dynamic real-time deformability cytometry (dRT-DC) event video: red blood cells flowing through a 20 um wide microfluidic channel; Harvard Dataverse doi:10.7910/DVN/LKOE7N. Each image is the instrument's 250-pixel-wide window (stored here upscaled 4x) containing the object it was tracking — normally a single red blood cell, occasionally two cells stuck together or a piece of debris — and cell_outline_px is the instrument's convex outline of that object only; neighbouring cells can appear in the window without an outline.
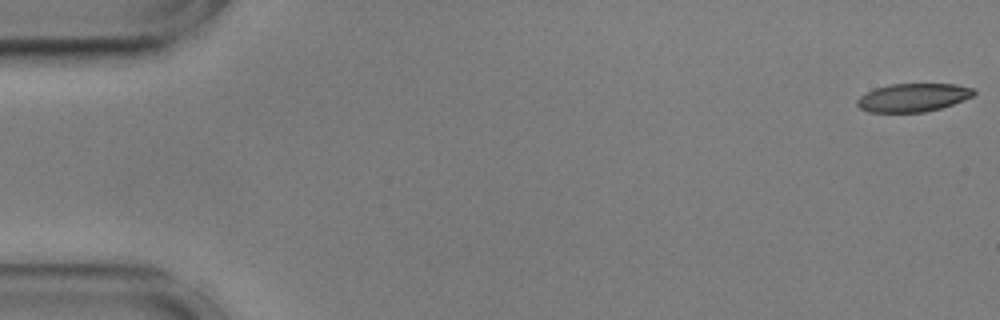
{"species": "common noctule bat (a hibernating species)", "species_latin": "Nyctalus noctula", "temperature_condition": "cold", "stored_images_in_passage": 53, "camera_frame_rate_fps": 3000, "um_per_image_px": 0.085, "animal": {"sex": "male", "body_mass_g": 17.9, "forearm_length_mm": 54.2}, "frame": {"image": 1, "passage_image": 1, "time_ms": 0.0, "image_size_px": [1000, 320], "cell_outline_px": [[976, 92], [972, 96], [964, 100], [940, 108], [924, 112], [868, 112], [860, 108], [856, 104], [856, 100], [860, 96], [876, 88], [888, 84], [956, 84], [972, 88]], "centroid_in_image_um": [77.59, 8.29], "position_along_channel_um": 7.4, "area_um2": 19.13}}
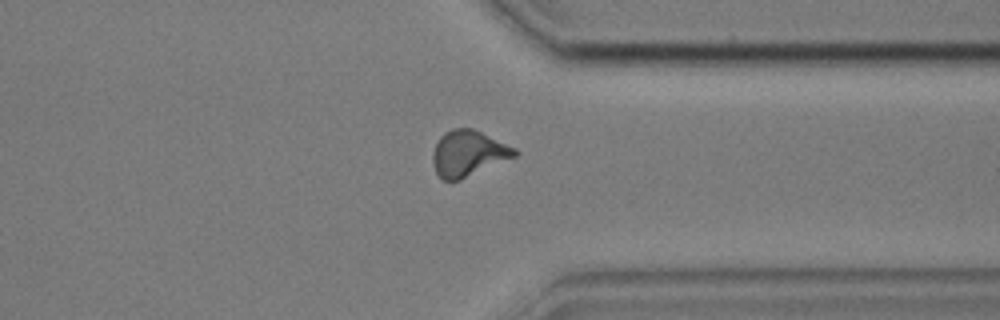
{"frame": {"image": 2, "passage_image": 43, "time_ms": 14.0, "image_size_px": [1000, 320], "cell_outline_px": [[520, 152], [516, 156], [460, 180], [444, 180], [436, 172], [432, 164], [432, 152], [440, 136], [444, 132], [452, 128], [472, 128], [516, 148]], "centroid_in_image_um": [39.79, 13.03], "position_along_channel_um": 371.6, "area_um2": 21.85}}
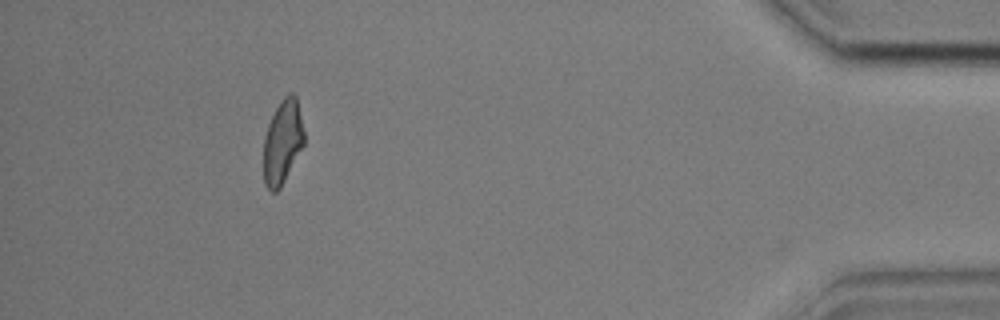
{"frame": {"image": 3, "passage_image": 51, "time_ms": 16.667, "image_size_px": [1000, 320], "cell_outline_px": [[304, 144], [280, 188], [276, 192], [272, 192], [264, 184], [264, 136], [268, 124], [280, 100], [288, 92], [292, 92], [296, 96], [304, 132]], "centroid_in_image_um": [24.01, 12.05], "position_along_channel_um": 411.2, "area_um2": 19.71}, "authors_computed_cell_mechanics": {"area_um2": 20.8658, "velocity_mm_per_s": 3.5879, "shape_relaxation_time_tau1_ms": 4.3063, "shape_relaxation_time_tau2_ms": 2.7153, "deformation_change_tau1": 0.1584, "deformation_change_tau2": 0.1125}}